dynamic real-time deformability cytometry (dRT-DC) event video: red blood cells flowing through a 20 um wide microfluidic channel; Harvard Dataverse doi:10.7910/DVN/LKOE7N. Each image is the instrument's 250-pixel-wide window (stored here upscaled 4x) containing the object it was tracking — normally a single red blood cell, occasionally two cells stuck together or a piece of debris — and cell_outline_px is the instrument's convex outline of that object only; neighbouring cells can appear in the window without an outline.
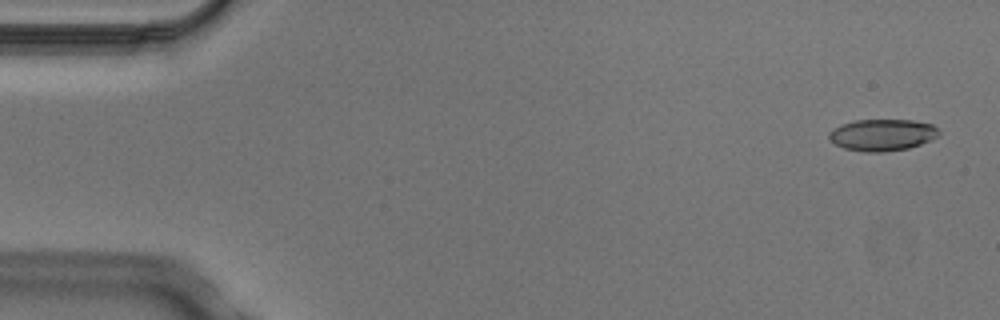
{"species": "Egyptian fruit bat (a non-hibernating species)", "species_latin": "Rousettus aegyptiacus", "temperature_condition": "cold", "stored_images_in_passage": 5, "camera_frame_rate_fps": 3000, "um_per_image_px": 0.085, "animal": {"sex": "male"}, "frame": {"image": 1, "passage_image": 1, "time_ms": 0.0, "image_size_px": [1000, 320], "cell_outline_px": [[940, 136], [932, 140], [908, 148], [880, 152], [868, 152], [844, 148], [828, 140], [828, 132], [840, 124], [856, 120], [912, 120], [932, 124], [940, 128]], "centroid_in_image_um": [75.02, 11.46], "position_along_channel_um": 10.0, "area_um2": 20.46}}